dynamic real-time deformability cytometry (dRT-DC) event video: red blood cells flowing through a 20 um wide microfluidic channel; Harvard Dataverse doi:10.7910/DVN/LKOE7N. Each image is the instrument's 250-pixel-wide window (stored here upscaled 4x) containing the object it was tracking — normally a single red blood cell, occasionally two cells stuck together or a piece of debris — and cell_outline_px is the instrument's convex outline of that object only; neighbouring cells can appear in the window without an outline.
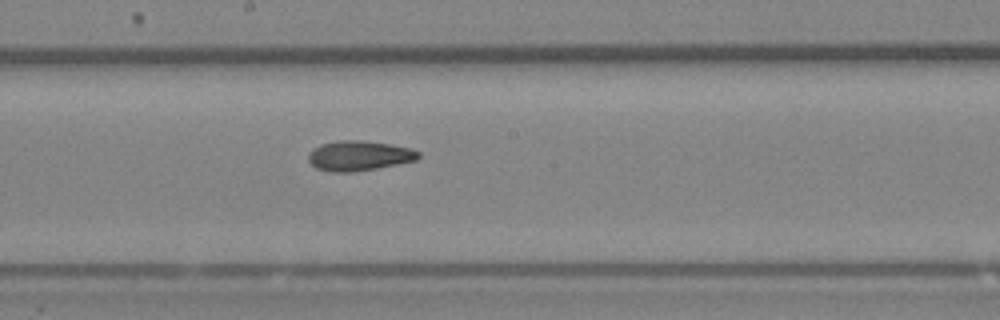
{"species": "Egyptian fruit bat (a non-hibernating species)", "species_latin": "Rousettus aegyptiacus", "temperature_condition": "room temperature", "stored_images_in_passage": 8, "camera_frame_rate_fps": 3000, "um_per_image_px": 0.085, "animal": {"sex": "female"}, "frame": {"image": 1, "passage_image": 8, "time_ms": 2.333, "image_size_px": [1000, 320], "cell_outline_px": [[420, 156], [416, 160], [376, 168], [352, 172], [332, 172], [316, 168], [308, 160], [308, 152], [312, 148], [320, 144], [340, 140], [360, 140], [388, 144], [412, 148], [420, 152]], "centroid_in_image_um": [30.49, 13.23], "position_along_channel_um": 217.7, "area_um2": 19.19}}